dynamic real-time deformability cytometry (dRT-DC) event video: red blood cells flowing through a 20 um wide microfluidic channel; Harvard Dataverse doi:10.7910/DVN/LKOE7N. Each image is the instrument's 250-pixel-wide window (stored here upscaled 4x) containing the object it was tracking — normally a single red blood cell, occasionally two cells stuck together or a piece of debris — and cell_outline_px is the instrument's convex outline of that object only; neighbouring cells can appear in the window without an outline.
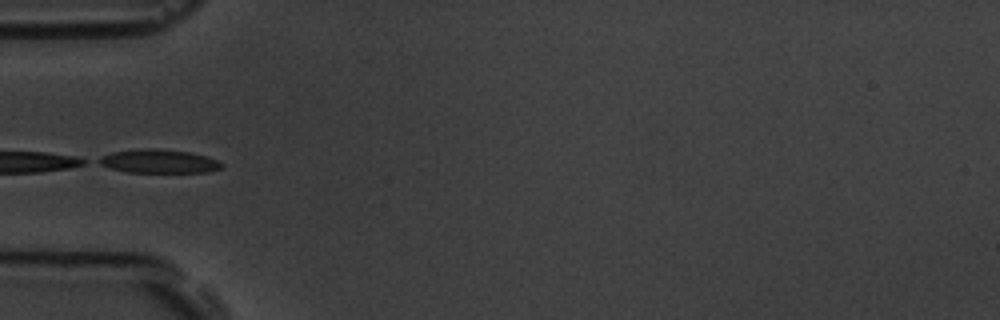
{"species": "common noctule bat (a hibernating species)", "species_latin": "Nyctalus noctula", "temperature_condition": "room temperature", "stored_images_in_passage": 9, "segment_of_instrument_passage": [2, 2], "camera_frame_rate_fps": 3000, "um_per_image_px": 0.085, "animal": {"sex": "male", "body_mass_g": 19.5, "forearm_length_mm": 54.6}, "frame": {"image": 1, "passage_image": 6, "time_ms": 1.667, "image_size_px": [1000, 320], "cell_outline_px": [[224, 168], [208, 172], [128, 172], [112, 168], [100, 164], [92, 160], [100, 156], [112, 152], [144, 148], [152, 148], [188, 152], [204, 156], [216, 160], [224, 164]], "centroid_in_image_um": [13.46, 13.71], "position_along_channel_um": 71.5, "area_um2": 16.88}}
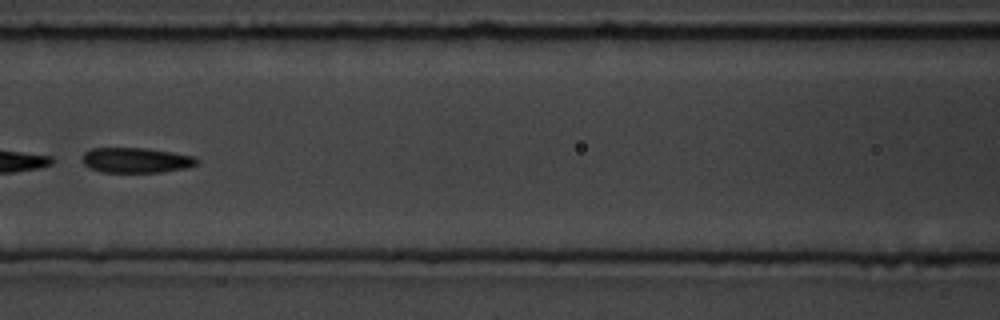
{"frame": {"image": 2, "passage_image": 8, "time_ms": 2.333, "image_size_px": [1000, 320], "cell_outline_px": [[200, 160], [196, 164], [188, 168], [160, 172], [100, 172], [88, 168], [84, 164], [84, 152], [92, 148], [144, 148], [172, 152], [196, 156]], "centroid_in_image_um": [11.6, 13.62], "position_along_channel_um": 155.0, "area_um2": 16.88}}
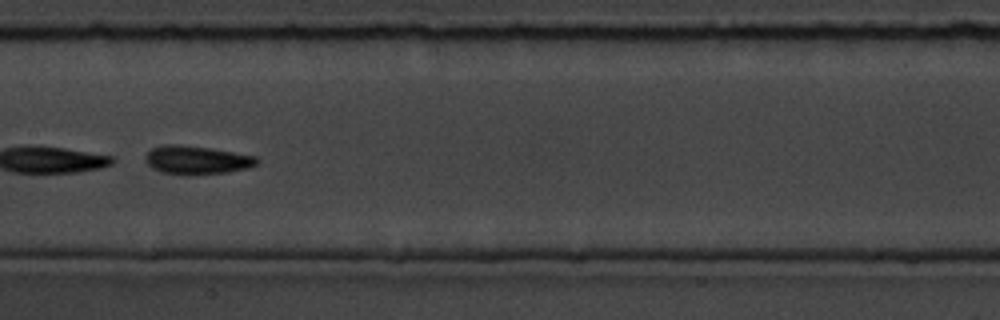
{"frame": {"image": 3, "passage_image": 9, "time_ms": 2.667, "image_size_px": [1000, 320], "cell_outline_px": [[260, 160], [256, 164], [248, 168], [228, 172], [160, 172], [152, 168], [144, 160], [144, 156], [152, 148], [164, 144], [180, 144], [212, 148], [256, 156]], "centroid_in_image_um": [16.72, 13.54], "position_along_channel_um": 190.7, "area_um2": 17.92}}